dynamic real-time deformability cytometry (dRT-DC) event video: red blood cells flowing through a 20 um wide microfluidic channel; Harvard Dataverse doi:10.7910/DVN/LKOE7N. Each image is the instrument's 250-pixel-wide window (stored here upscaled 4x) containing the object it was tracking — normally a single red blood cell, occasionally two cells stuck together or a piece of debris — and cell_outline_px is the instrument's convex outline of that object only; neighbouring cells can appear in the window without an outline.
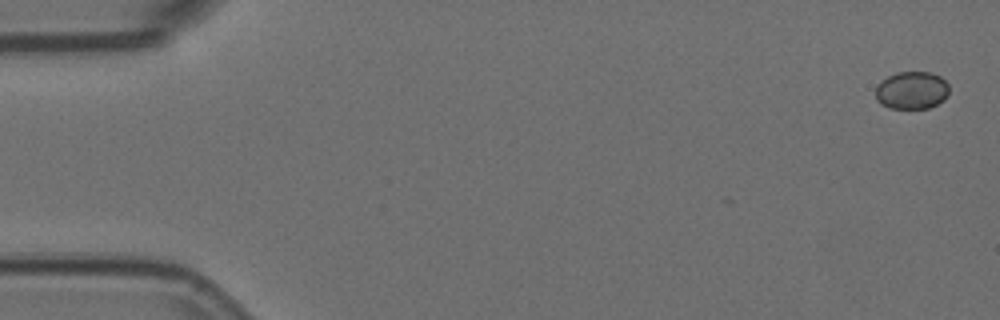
{"species": "Egyptian fruit bat (a non-hibernating species)", "species_latin": "Rousettus aegyptiacus", "temperature_condition": "room temperature", "stored_images_in_passage": 6, "camera_frame_rate_fps": 3000, "um_per_image_px": 0.085, "animal": {"sex": "female"}, "frame": {"image": 1, "passage_image": 1, "time_ms": 0.0, "image_size_px": [1000, 320], "cell_outline_px": [[948, 96], [944, 100], [928, 108], [888, 108], [880, 104], [876, 100], [876, 88], [888, 76], [896, 72], [932, 72], [940, 76], [948, 84]], "centroid_in_image_um": [77.51, 7.68], "position_along_channel_um": 7.5, "area_um2": 16.13}}